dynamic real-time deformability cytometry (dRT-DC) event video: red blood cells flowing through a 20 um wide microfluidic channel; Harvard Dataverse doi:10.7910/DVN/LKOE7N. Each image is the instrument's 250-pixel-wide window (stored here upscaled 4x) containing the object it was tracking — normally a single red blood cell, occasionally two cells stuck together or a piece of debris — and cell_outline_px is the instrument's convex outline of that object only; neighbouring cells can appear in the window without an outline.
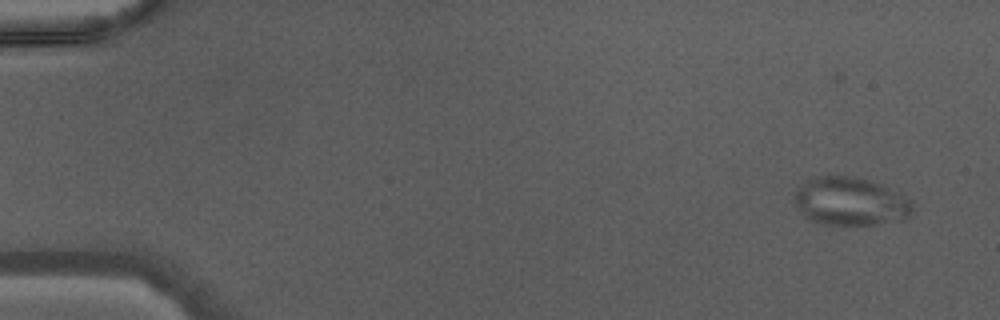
{"species": "Egyptian fruit bat (a non-hibernating species)", "species_latin": "Rousettus aegyptiacus", "temperature_condition": "warm", "stored_images_in_passage": 44, "camera_frame_rate_fps": 3000, "um_per_image_px": 0.085, "animal": {"sex": "male"}, "frame": {"image": 1, "passage_image": 1, "time_ms": 0.0, "image_size_px": [1000, 320], "cell_outline_px": [[912, 216], [904, 220], [876, 224], [824, 224], [812, 220], [804, 216], [796, 200], [796, 192], [808, 180], [820, 176], [848, 176], [880, 184], [900, 192], [912, 204]], "centroid_in_image_um": [72.36, 17.14], "position_along_channel_um": 12.6, "area_um2": 32.43}}
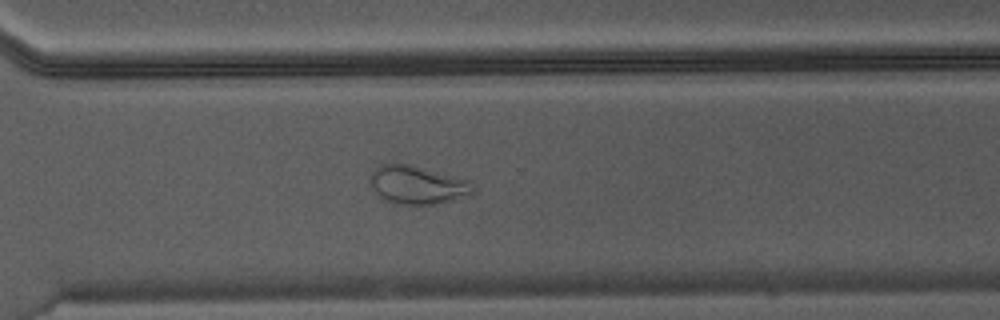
{"frame": {"image": 2, "passage_image": 32, "time_ms": 10.333, "image_size_px": [1000, 320], "cell_outline_px": [[472, 192], [452, 200], [436, 204], [400, 204], [388, 200], [380, 196], [368, 184], [368, 176], [380, 164], [408, 164], [468, 180], [472, 188]], "centroid_in_image_um": [35.38, 15.71], "position_along_channel_um": 335.2, "area_um2": 22.37}}
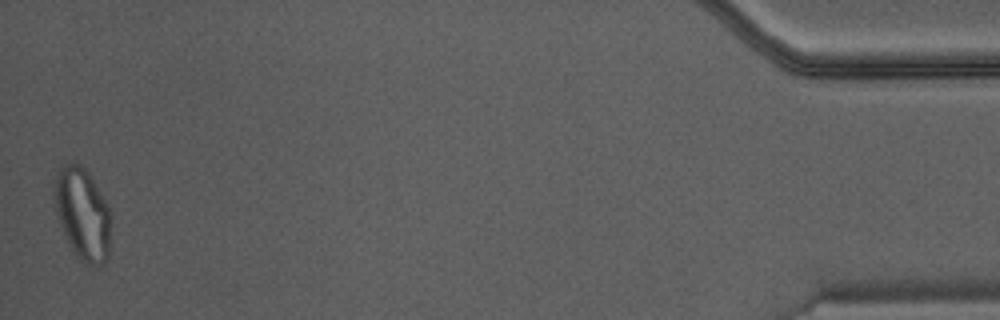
{"frame": {"image": 3, "passage_image": 44, "time_ms": 14.333, "image_size_px": [1000, 320], "cell_outline_px": [[108, 256], [104, 264], [96, 268], [88, 264], [76, 256], [64, 236], [56, 208], [52, 192], [56, 172], [60, 164], [80, 164], [88, 172], [104, 200], [108, 208]], "centroid_in_image_um": [6.96, 18.17], "position_along_channel_um": 428.2, "area_um2": 29.82}}